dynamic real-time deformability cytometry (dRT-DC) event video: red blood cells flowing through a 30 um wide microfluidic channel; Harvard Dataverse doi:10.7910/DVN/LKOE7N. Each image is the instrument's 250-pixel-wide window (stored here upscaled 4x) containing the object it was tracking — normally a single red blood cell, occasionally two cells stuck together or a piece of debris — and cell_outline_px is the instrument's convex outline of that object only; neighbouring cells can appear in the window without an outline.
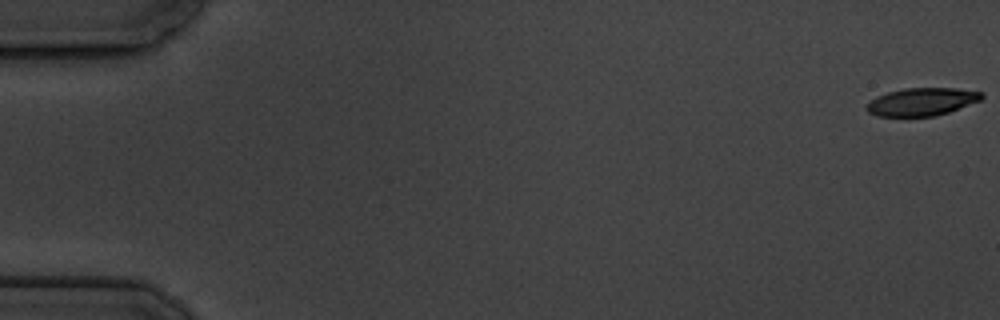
{"species": "common noctule bat (a hibernating species)", "species_latin": "Nyctalus noctula", "temperature_condition": "cold", "stored_images_in_passage": 8, "camera_frame_rate_fps": 3000, "um_per_image_px": 0.085, "animal": {"sex": "male", "body_mass_g": 19.5, "forearm_length_mm": 54.6}, "frame": {"image": 1, "passage_image": 1, "time_ms": 0.0, "image_size_px": [1000, 320], "cell_outline_px": [[984, 96], [980, 100], [948, 112], [936, 116], [876, 116], [868, 112], [864, 108], [876, 96], [888, 92], [904, 88], [956, 88], [984, 92]], "centroid_in_image_um": [78.35, 8.64], "position_along_channel_um": 6.7, "area_um2": 18.61}}